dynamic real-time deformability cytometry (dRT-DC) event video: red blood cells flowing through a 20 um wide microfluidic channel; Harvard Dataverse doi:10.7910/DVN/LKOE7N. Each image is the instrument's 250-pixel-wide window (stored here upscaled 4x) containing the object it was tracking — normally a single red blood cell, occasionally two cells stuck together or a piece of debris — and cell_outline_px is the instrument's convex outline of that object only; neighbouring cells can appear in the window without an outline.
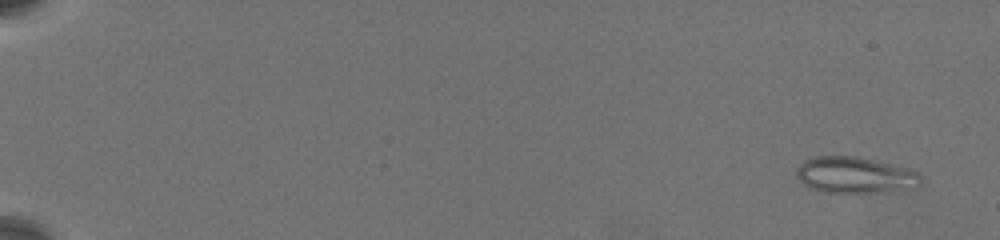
{"species": "common noctule bat (a hibernating species)", "species_latin": "Nyctalus noctula", "temperature_condition": "warm", "stored_images_in_passage": 30, "camera_frame_rate_fps": 3000, "um_per_image_px": 0.085, "animal": {"sex": "female", "body_mass_g": 19.5, "forearm_length_mm": 54.1}, "frame": {"image": 1, "passage_image": 2, "time_ms": 0.667, "image_size_px": [1000, 240], "cell_outline_px": [[920, 184], [868, 192], [828, 192], [808, 188], [796, 176], [796, 168], [804, 160], [816, 156], [860, 156], [912, 168], [920, 172]], "centroid_in_image_um": [72.61, 14.83], "position_along_channel_um": 12.4, "area_um2": 25.89}}
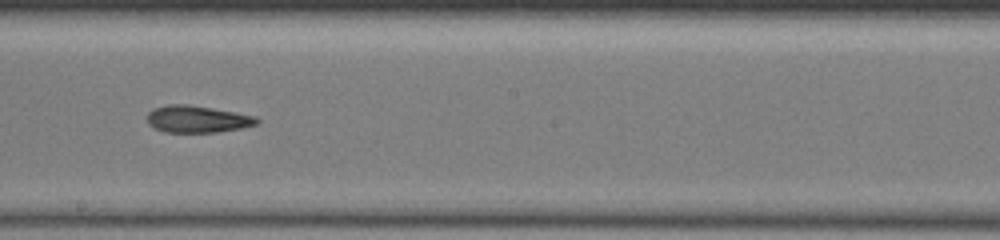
{"frame": {"image": 2, "passage_image": 19, "time_ms": 12.667, "image_size_px": [1000, 240], "cell_outline_px": [[260, 120], [256, 124], [240, 128], [216, 132], [164, 132], [152, 128], [148, 124], [148, 112], [152, 108], [168, 104], [184, 104], [236, 112], [256, 116]], "centroid_in_image_um": [16.73, 10.12], "position_along_channel_um": 231.5, "area_um2": 17.22}}
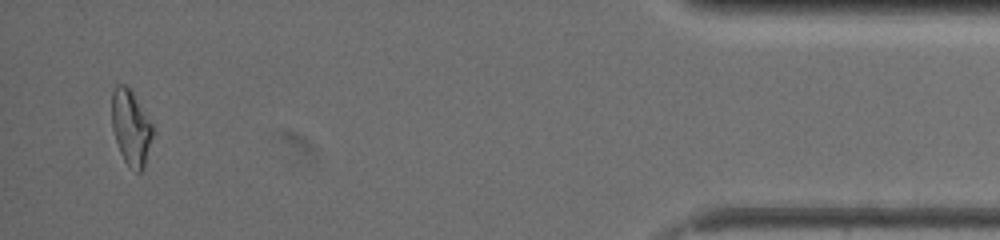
{"frame": {"image": 3, "passage_image": 29, "time_ms": 20.0, "image_size_px": [1000, 240], "cell_outline_px": [[152, 136], [144, 168], [140, 172], [136, 172], [124, 160], [120, 152], [112, 128], [112, 92], [116, 84], [124, 84], [132, 92], [152, 124]], "centroid_in_image_um": [11.11, 10.84], "position_along_channel_um": 424.1, "area_um2": 17.57}}